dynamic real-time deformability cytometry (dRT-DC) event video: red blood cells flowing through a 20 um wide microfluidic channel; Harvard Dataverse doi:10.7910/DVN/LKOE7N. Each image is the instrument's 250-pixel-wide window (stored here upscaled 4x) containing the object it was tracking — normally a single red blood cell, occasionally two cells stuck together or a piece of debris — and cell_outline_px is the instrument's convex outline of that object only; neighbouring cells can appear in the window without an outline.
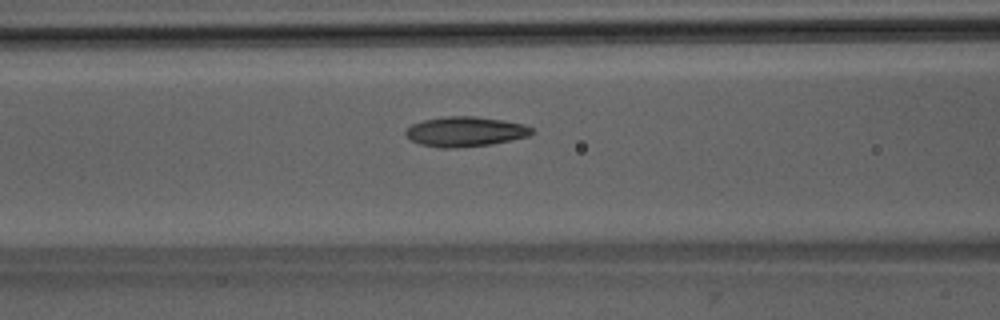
{"species": "Egyptian fruit bat (a non-hibernating species)", "species_latin": "Rousettus aegyptiacus", "temperature_condition": "room temperature", "stored_images_in_passage": 46, "camera_frame_rate_fps": 3000, "um_per_image_px": 0.085, "animal": {"sex": "male"}, "frame": {"image": 1, "passage_image": 16, "time_ms": 5.0, "image_size_px": [1000, 320], "cell_outline_px": [[536, 132], [528, 136], [512, 140], [492, 144], [452, 148], [444, 148], [420, 144], [412, 140], [404, 132], [412, 124], [424, 120], [444, 116], [476, 116], [504, 120], [524, 124], [532, 128]], "centroid_in_image_um": [39.59, 11.18], "position_along_channel_um": 127.0, "area_um2": 21.96}}
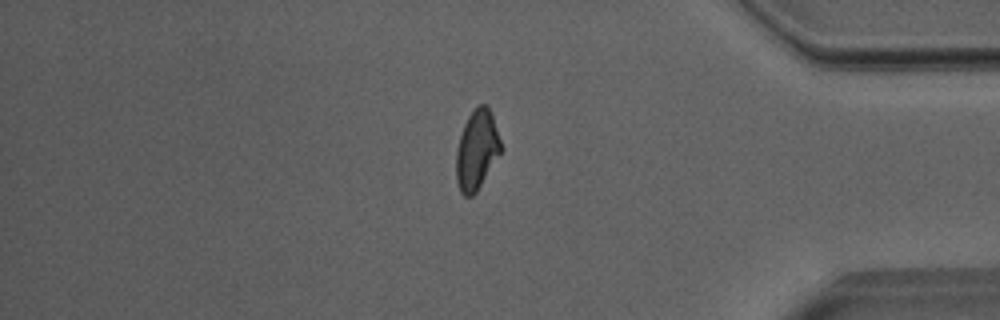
{"frame": {"image": 2, "passage_image": 38, "time_ms": 12.333, "image_size_px": [1000, 320], "cell_outline_px": [[504, 148], [476, 192], [472, 196], [464, 196], [460, 192], [456, 180], [456, 152], [460, 136], [464, 124], [468, 116], [480, 104], [484, 104], [492, 112]], "centroid_in_image_um": [40.55, 12.75], "position_along_channel_um": 394.7, "area_um2": 20.87}}
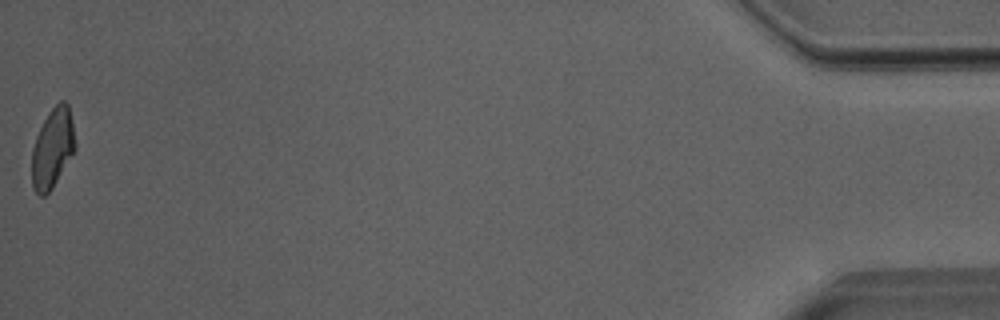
{"frame": {"image": 3, "passage_image": 46, "time_ms": 15.0, "image_size_px": [1000, 320], "cell_outline_px": [[76, 148], [52, 188], [44, 196], [40, 196], [32, 188], [32, 148], [36, 136], [44, 120], [52, 108], [60, 100], [64, 100], [68, 104], [72, 120], [76, 144]], "centroid_in_image_um": [4.47, 12.59], "position_along_channel_um": 430.7, "area_um2": 20.0}, "authors_computed_cell_mechanics": {"area_um2": 20.8658, "velocity_mm_per_s": 4.0102, "shape_relaxation_time_tau1_ms": 5.6938, "shape_relaxation_time_tau2_ms": 1.1111, "deformation_change_tau1": 0.1783, "deformation_change_tau2": 0.0628}}